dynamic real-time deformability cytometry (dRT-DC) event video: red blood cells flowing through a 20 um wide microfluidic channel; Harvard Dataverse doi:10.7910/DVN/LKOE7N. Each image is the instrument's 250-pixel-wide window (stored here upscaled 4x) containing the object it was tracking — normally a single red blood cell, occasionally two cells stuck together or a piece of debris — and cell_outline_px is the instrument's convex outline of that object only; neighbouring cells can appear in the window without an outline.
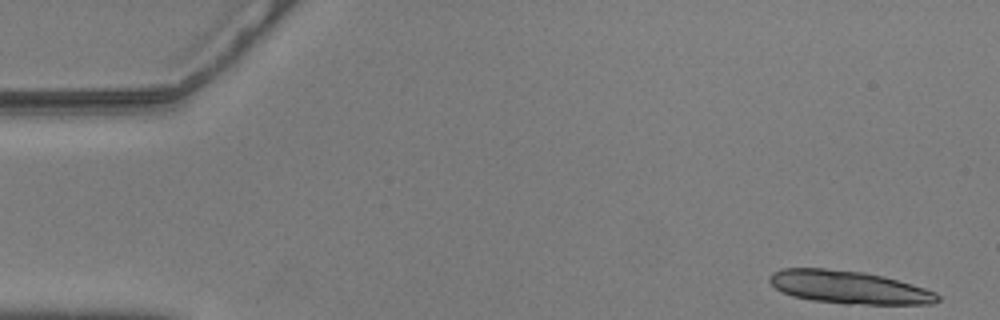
{"species": "common noctule bat (a hibernating species)", "species_latin": "Nyctalus noctula", "temperature_condition": "warm", "stored_images_in_passage": 12, "camera_frame_rate_fps": 3000, "um_per_image_px": 0.085, "animal": {"sex": "male", "body_mass_g": 20.5, "forearm_length_mm": 52.5}, "frame": {"image": 1, "passage_image": 1, "time_ms": 0.0, "image_size_px": [1000, 320], "cell_outline_px": [[940, 300], [932, 304], [844, 304], [812, 300], [792, 296], [780, 292], [768, 280], [768, 276], [772, 272], [780, 268], [824, 268], [864, 272], [884, 276], [912, 284], [936, 292], [940, 296]], "centroid_in_image_um": [72.13, 24.41], "position_along_channel_um": 12.9, "area_um2": 32.48}}